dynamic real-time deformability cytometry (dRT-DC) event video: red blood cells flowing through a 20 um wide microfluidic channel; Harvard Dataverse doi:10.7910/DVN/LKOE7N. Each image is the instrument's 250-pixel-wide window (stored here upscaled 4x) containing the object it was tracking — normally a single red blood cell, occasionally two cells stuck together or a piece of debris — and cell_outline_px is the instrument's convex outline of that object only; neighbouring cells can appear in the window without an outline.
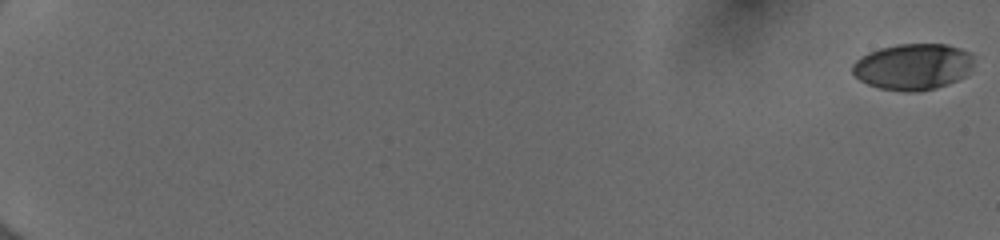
{"species": "human", "species_latin": "Homo sapiens", "temperature_condition": "cold", "stored_images_in_passage": 21, "camera_frame_rate_fps": 3000, "um_per_image_px": 0.085, "donor": {"sex": "female"}, "frame": {"image": 1, "passage_image": 1, "time_ms": 0.0, "image_size_px": [1000, 240], "cell_outline_px": [[972, 64], [964, 76], [948, 84], [936, 88], [916, 92], [908, 92], [880, 88], [868, 84], [860, 80], [852, 72], [852, 64], [860, 56], [868, 52], [880, 48], [896, 44], [948, 44], [972, 52]], "centroid_in_image_um": [77.58, 5.66], "position_along_channel_um": 7.4, "area_um2": 32.77}}
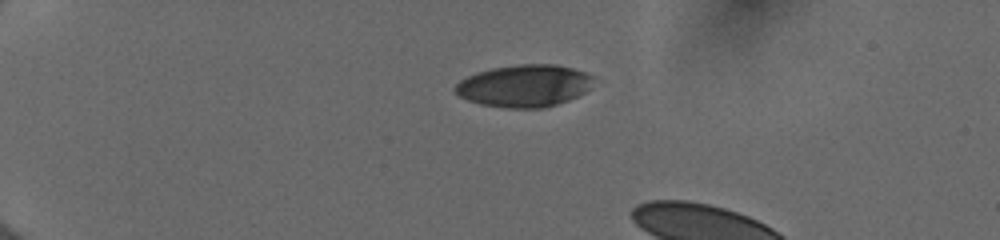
{"frame": {"image": 2, "passage_image": 16, "time_ms": 5.0, "image_size_px": [1000, 240], "cell_outline_px": [[592, 76], [588, 88], [584, 92], [568, 100], [544, 108], [508, 108], [480, 104], [468, 100], [460, 96], [452, 88], [460, 80], [476, 72], [492, 68], [520, 64], [556, 64], [572, 68], [584, 72]], "centroid_in_image_um": [44.51, 7.29], "position_along_channel_um": 40.5, "area_um2": 33.76}}